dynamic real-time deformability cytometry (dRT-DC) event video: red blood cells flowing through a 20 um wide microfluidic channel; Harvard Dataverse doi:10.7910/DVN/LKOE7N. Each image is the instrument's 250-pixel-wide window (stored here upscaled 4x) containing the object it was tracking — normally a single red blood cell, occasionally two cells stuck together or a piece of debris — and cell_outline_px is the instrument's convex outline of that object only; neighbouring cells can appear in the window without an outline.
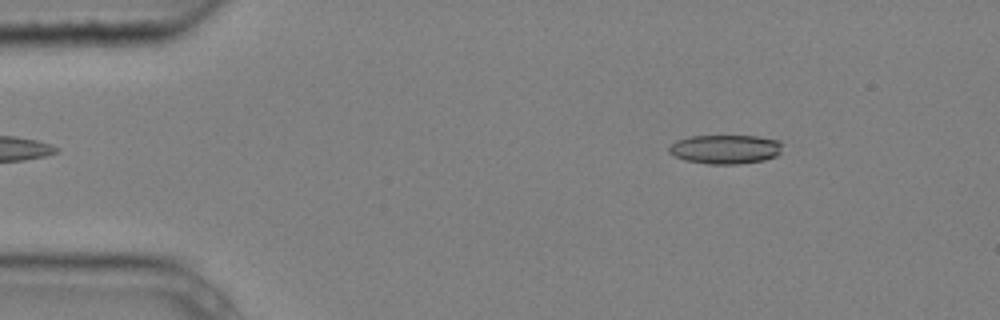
{"species": "common noctule bat (a hibernating species)", "species_latin": "Nyctalus noctula", "temperature_condition": "cold", "stored_images_in_passage": 6, "camera_frame_rate_fps": 3000, "um_per_image_px": 0.085, "animal": {"sex": "male", "body_mass_g": 20.4}, "frame": {"image": 1, "passage_image": 3, "time_ms": 0.667, "image_size_px": [1000, 320], "cell_outline_px": [[780, 152], [776, 156], [764, 160], [740, 164], [708, 164], [684, 160], [668, 152], [668, 148], [676, 140], [688, 136], [760, 136], [780, 140]], "centroid_in_image_um": [61.64, 12.68], "position_along_channel_um": 23.4, "area_um2": 19.31}}